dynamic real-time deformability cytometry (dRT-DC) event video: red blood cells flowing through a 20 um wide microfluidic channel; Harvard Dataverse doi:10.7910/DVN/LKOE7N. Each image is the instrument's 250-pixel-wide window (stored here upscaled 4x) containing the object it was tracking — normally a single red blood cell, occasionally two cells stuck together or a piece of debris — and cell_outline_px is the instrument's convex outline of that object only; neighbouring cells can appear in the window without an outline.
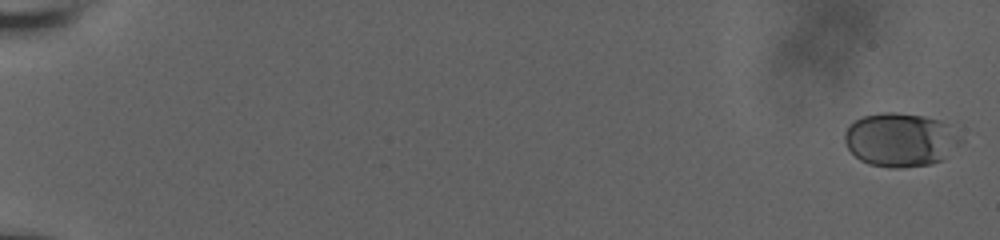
{"species": "human", "species_latin": "Homo sapiens", "temperature_condition": "room temperature", "stored_images_in_passage": 58, "camera_frame_rate_fps": 3000, "um_per_image_px": 0.085, "donor": {"sex": "male"}, "frame": {"image": 1, "passage_image": 1, "time_ms": 0.0, "image_size_px": [1000, 240], "cell_outline_px": [[948, 124], [940, 160], [932, 164], [900, 168], [888, 168], [868, 164], [860, 160], [848, 148], [844, 140], [844, 132], [848, 124], [864, 116], [880, 112], [896, 112], [924, 116], [940, 120]], "centroid_in_image_um": [76.19, 11.86], "position_along_channel_um": 8.8, "area_um2": 33.93}}
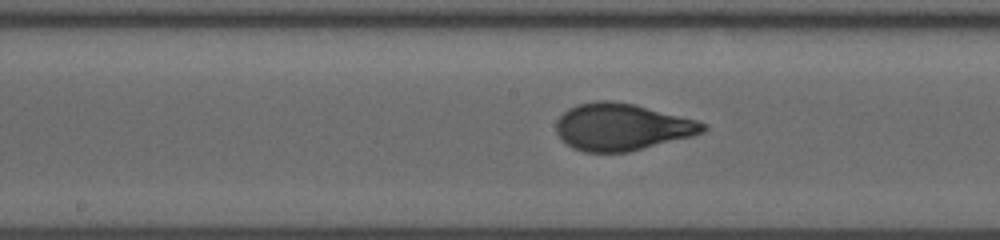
{"frame": {"image": 2, "passage_image": 33, "time_ms": 10.667, "image_size_px": [1000, 240], "cell_outline_px": [[708, 128], [704, 132], [692, 136], [628, 152], [584, 152], [572, 148], [556, 132], [556, 120], [568, 108], [576, 104], [596, 100], [612, 100], [632, 104], [696, 120], [708, 124]], "centroid_in_image_um": [52.84, 10.79], "position_along_channel_um": 195.4, "area_um2": 40.06}}
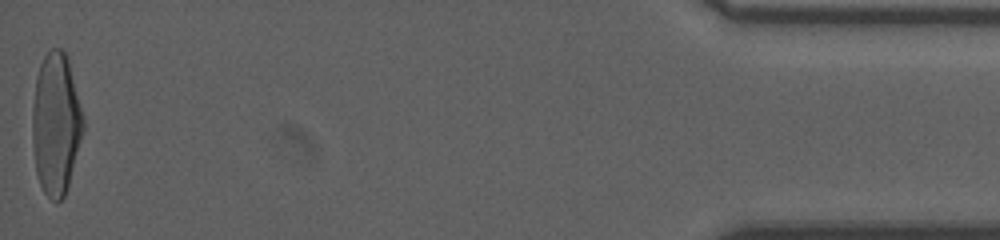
{"frame": {"image": 3, "passage_image": 58, "time_ms": 19.0, "image_size_px": [1000, 240], "cell_outline_px": [[84, 128], [68, 184], [64, 196], [56, 204], [44, 192], [40, 184], [36, 172], [32, 140], [32, 108], [36, 76], [40, 64], [44, 56], [52, 48], [60, 48], [68, 56], [84, 120]], "centroid_in_image_um": [4.74, 10.5], "position_along_channel_um": 430.5, "area_um2": 41.96}, "authors_computed_cell_mechanics": {"area_um2": 39.1017, "velocity_mm_per_s": 3.8267, "shape_relaxation_time_tau1_ms": 4.4454, "shape_relaxation_time_tau2_ms": null, "deformation_change_tau1": 0.1925, "deformation_change_tau2": null}}